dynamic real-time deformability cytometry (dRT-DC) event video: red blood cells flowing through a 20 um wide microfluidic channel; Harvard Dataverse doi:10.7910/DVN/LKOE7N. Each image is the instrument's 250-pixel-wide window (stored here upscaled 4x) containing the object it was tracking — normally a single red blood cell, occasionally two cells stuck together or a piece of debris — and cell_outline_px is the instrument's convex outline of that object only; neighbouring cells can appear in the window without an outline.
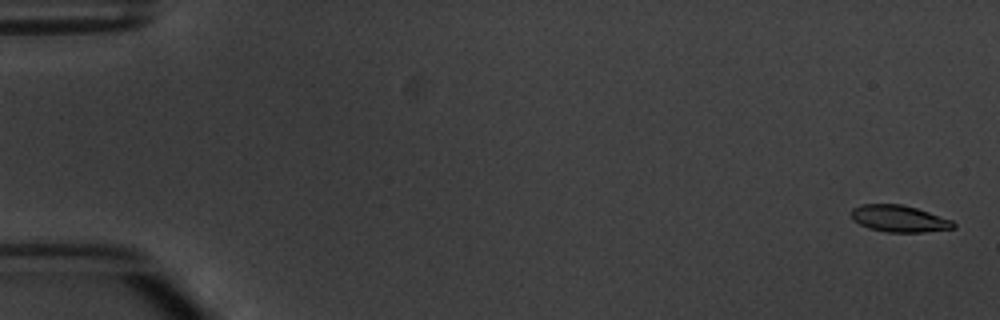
{"species": "common noctule bat (a hibernating species)", "species_latin": "Nyctalus noctula", "temperature_condition": "warm", "stored_images_in_passage": 6, "camera_frame_rate_fps": 3000, "um_per_image_px": 0.085, "animal": {"sex": "male", "body_mass_g": 20.1, "forearm_length_mm": 53.5}, "frame": {"image": 1, "passage_image": 1, "time_ms": 0.0, "image_size_px": [1000, 320], "cell_outline_px": [[956, 228], [924, 232], [888, 232], [868, 228], [852, 220], [852, 208], [860, 204], [900, 204], [916, 208], [952, 220], [956, 224]], "centroid_in_image_um": [76.42, 18.59], "position_along_channel_um": 8.6, "area_um2": 15.9}}